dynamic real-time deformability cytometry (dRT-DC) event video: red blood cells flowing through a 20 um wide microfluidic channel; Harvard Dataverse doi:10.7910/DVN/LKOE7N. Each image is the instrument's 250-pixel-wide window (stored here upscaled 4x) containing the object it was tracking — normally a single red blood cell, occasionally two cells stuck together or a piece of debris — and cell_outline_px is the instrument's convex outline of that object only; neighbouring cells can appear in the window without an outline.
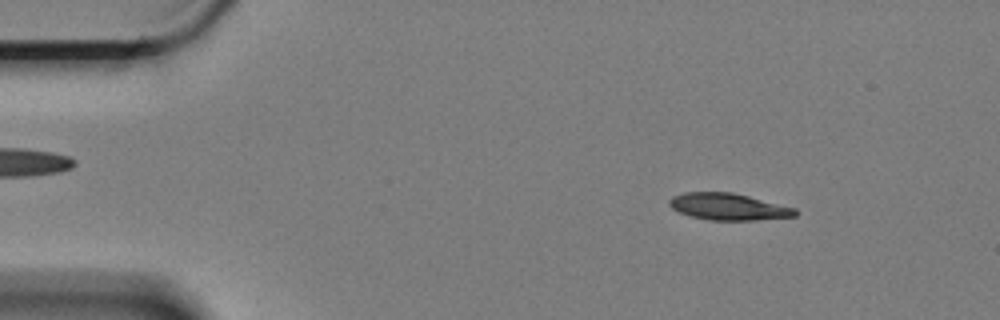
{"species": "Egyptian fruit bat (a non-hibernating species)", "species_latin": "Rousettus aegyptiacus", "temperature_condition": "cold", "stored_images_in_passage": 21, "camera_frame_rate_fps": 3000, "um_per_image_px": 0.085, "animal": {"sex": "female"}, "frame": {"image": 1, "passage_image": 7, "time_ms": 2.0, "image_size_px": [1000, 320], "cell_outline_px": [[796, 216], [756, 220], [708, 220], [688, 216], [672, 208], [668, 204], [668, 200], [672, 196], [684, 192], [732, 192], [796, 208]], "centroid_in_image_um": [61.87, 17.57], "position_along_channel_um": 23.1, "area_um2": 19.65}}
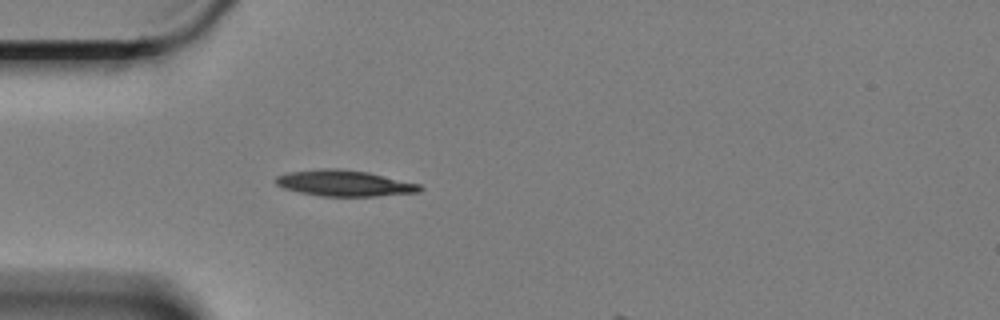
{"frame": {"image": 2, "passage_image": 16, "time_ms": 5.0, "image_size_px": [1000, 320], "cell_outline_px": [[424, 188], [420, 192], [376, 196], [320, 196], [300, 192], [284, 188], [276, 184], [276, 176], [288, 172], [320, 168], [336, 168], [368, 172], [420, 184]], "centroid_in_image_um": [29.28, 15.57], "position_along_channel_um": 55.7, "area_um2": 21.85}}
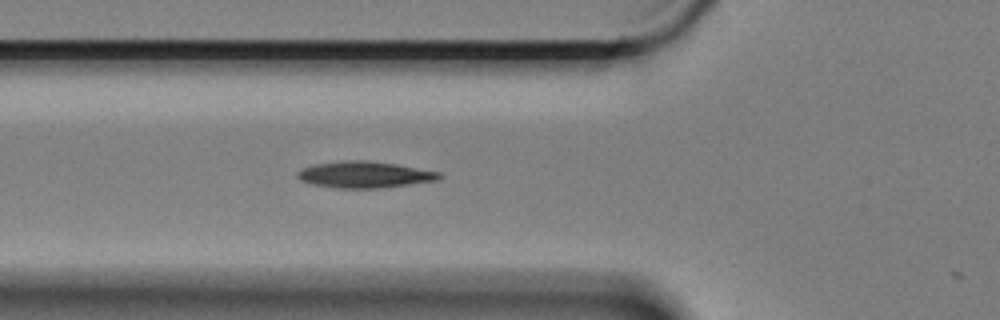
{"frame": {"image": 3, "passage_image": 20, "time_ms": 6.333, "image_size_px": [1000, 320], "cell_outline_px": [[444, 176], [440, 180], [380, 188], [336, 188], [312, 184], [300, 180], [296, 176], [296, 172], [304, 168], [316, 164], [344, 160], [364, 160], [396, 164], [440, 172]], "centroid_in_image_um": [31.01, 14.85], "position_along_channel_um": 94.8, "area_um2": 21.85}}